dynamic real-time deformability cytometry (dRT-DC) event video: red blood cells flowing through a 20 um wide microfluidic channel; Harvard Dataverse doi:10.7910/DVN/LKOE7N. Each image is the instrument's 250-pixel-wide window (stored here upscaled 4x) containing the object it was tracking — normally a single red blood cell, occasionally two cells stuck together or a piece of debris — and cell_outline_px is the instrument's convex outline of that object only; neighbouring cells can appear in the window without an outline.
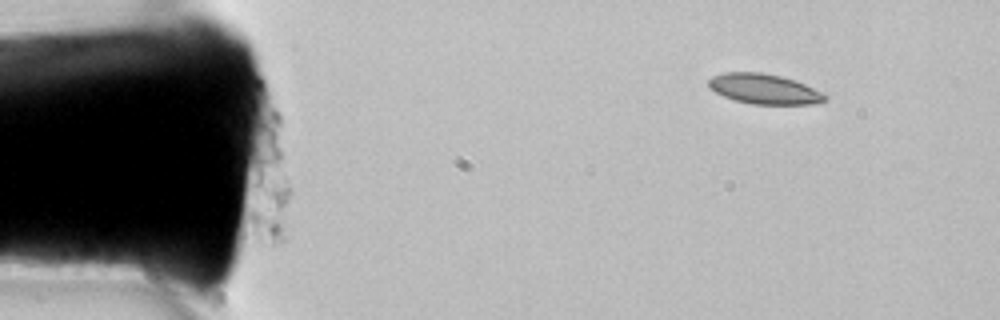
{"species": "common noctule bat (a hibernating species)", "species_latin": "Nyctalus noctula", "temperature_condition": "room temperature", "stored_images_in_passage": 6, "camera_frame_rate_fps": 3000, "um_per_image_px": 0.085, "animal": {"sex": "female", "body_mass_g": 22.7, "forearm_length_mm": 54.2}, "frame": {"image": 1, "passage_image": 2, "time_ms": 0.333, "image_size_px": [1000, 320], "cell_outline_px": [[828, 100], [820, 104], [752, 104], [736, 100], [724, 96], [708, 88], [708, 80], [712, 76], [724, 72], [760, 72], [780, 76], [796, 80], [824, 92], [828, 96]], "centroid_in_image_um": [65.01, 7.56], "position_along_channel_um": 20.0, "area_um2": 20.69}}